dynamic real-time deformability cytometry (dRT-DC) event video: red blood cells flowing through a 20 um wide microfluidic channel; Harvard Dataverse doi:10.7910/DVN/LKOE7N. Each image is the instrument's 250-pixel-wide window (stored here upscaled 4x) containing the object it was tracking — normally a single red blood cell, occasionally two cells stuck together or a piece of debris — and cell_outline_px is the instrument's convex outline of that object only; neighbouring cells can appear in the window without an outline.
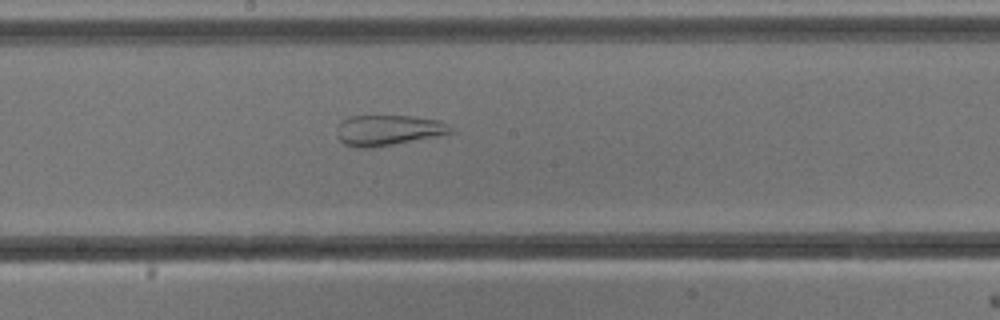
{"species": "common noctule bat (a hibernating species)", "species_latin": "Nyctalus noctula", "temperature_condition": "cold", "stored_images_in_passage": 32, "camera_frame_rate_fps": 3000, "um_per_image_px": 0.085, "animal": {"sex": "male", "body_mass_g": 13.3}, "frame": {"image": 1, "passage_image": 16, "time_ms": 5.0, "image_size_px": [1000, 320], "cell_outline_px": [[456, 132], [440, 136], [372, 148], [360, 148], [344, 144], [336, 136], [336, 128], [340, 120], [352, 116], [412, 116], [440, 120], [452, 128]], "centroid_in_image_um": [32.99, 11.07], "position_along_channel_um": 215.2, "area_um2": 20.58}, "authors_computed_cell_mechanics": {"area_um2": 22.5131, "velocity_mm_per_s": 3.802, "shape_relaxation_time_tau1_ms": null, "shape_relaxation_time_tau2_ms": 1.1988, "deformation_change_tau1": null, "deformation_change_tau2": 0.0902}}